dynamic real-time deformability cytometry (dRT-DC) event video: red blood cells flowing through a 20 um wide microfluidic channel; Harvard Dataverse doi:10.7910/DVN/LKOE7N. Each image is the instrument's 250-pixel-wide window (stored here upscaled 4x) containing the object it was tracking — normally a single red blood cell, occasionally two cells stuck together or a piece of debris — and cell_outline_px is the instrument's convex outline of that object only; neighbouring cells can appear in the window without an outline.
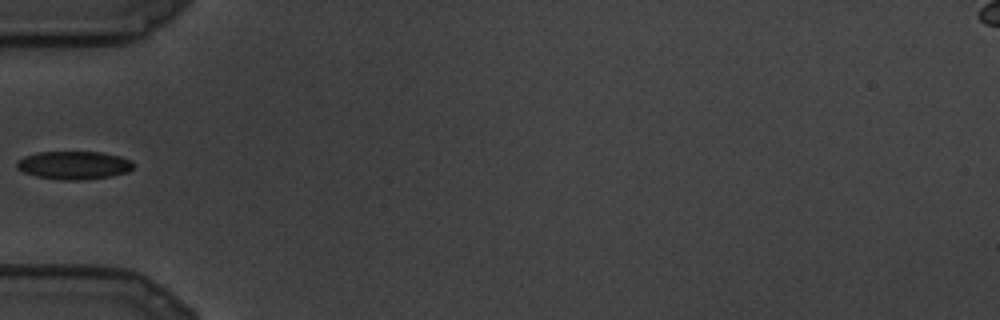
{"species": "common noctule bat (a hibernating species)", "species_latin": "Nyctalus noctula", "temperature_condition": "cold", "stored_images_in_passage": 18, "camera_frame_rate_fps": 3000, "um_per_image_px": 0.085, "animal": {"sex": "male", "body_mass_g": 19.5, "forearm_length_mm": 54.6}, "frame": {"image": 1, "passage_image": 1, "time_ms": 0.0, "image_size_px": [1000, 320], "cell_outline_px": [[136, 164], [128, 172], [112, 176], [80, 180], [64, 180], [36, 176], [24, 172], [16, 168], [16, 160], [24, 156], [36, 152], [100, 152], [120, 156], [132, 160]], "centroid_in_image_um": [6.29, 14.04], "position_along_channel_um": 78.7, "area_um2": 19.31}}
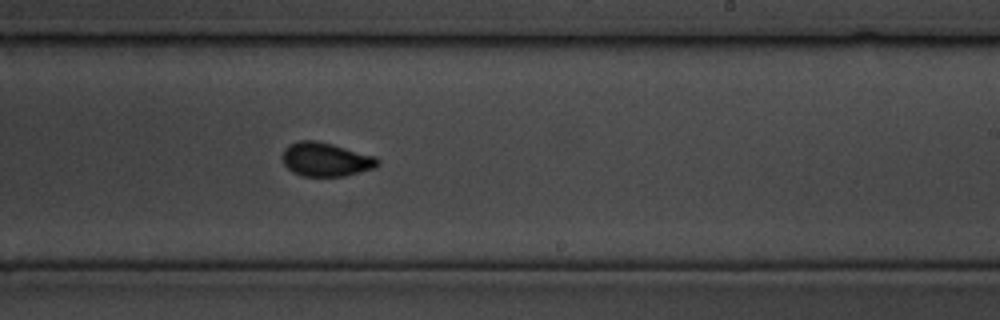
{"frame": {"image": 2, "passage_image": 8, "time_ms": 2.333, "image_size_px": [1000, 320], "cell_outline_px": [[380, 164], [376, 168], [344, 176], [304, 176], [292, 172], [284, 164], [280, 156], [284, 148], [288, 144], [300, 140], [316, 140], [332, 144], [376, 156], [380, 160]], "centroid_in_image_um": [27.68, 13.55], "position_along_channel_um": 261.3, "area_um2": 19.07}}
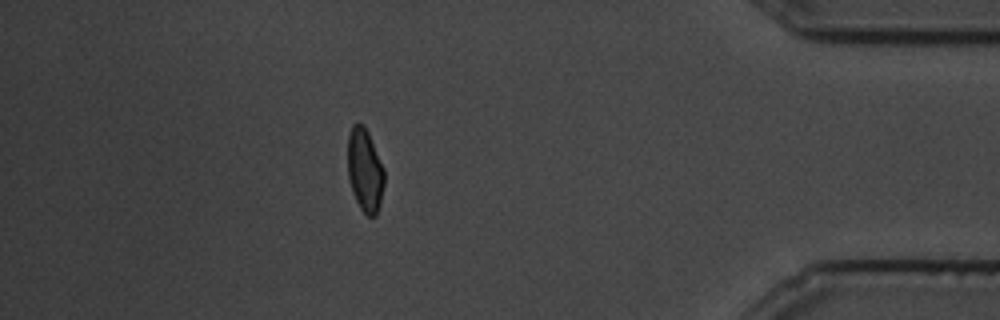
{"frame": {"image": 3, "passage_image": 16, "time_ms": 5.0, "image_size_px": [1000, 320], "cell_outline_px": [[384, 184], [380, 204], [376, 216], [368, 216], [360, 208], [352, 192], [348, 176], [348, 132], [352, 124], [364, 124], [368, 132], [384, 168]], "centroid_in_image_um": [31.01, 14.46], "position_along_channel_um": 404.2, "area_um2": 17.8}}